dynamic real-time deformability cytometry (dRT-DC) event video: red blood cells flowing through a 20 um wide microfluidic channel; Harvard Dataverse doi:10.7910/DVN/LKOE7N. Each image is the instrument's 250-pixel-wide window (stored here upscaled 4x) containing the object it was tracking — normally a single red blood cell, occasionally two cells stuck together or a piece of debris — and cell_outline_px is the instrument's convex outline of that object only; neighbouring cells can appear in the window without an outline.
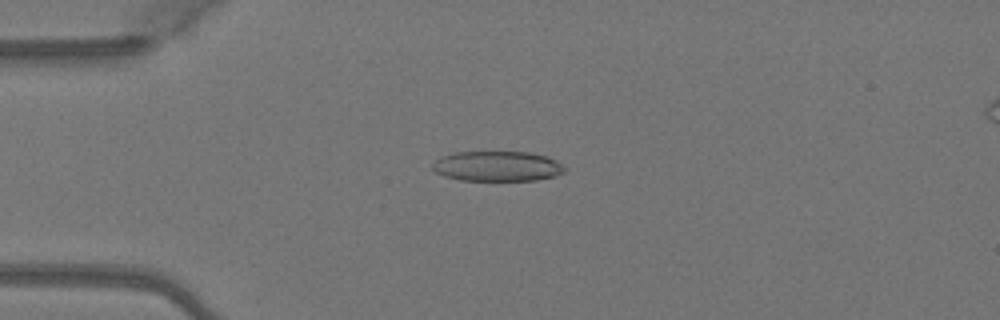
{"species": "Egyptian fruit bat (a non-hibernating species)", "species_latin": "Rousettus aegyptiacus", "temperature_condition": "warm", "stored_images_in_passage": 42, "camera_frame_rate_fps": 3000, "um_per_image_px": 0.085, "animal": {"sex": "female"}, "frame": {"image": 1, "passage_image": 12, "time_ms": 3.667, "image_size_px": [1000, 320], "cell_outline_px": [[568, 168], [564, 172], [552, 176], [536, 180], [460, 180], [444, 176], [436, 172], [432, 168], [432, 164], [436, 160], [444, 156], [456, 152], [528, 152], [548, 156], [556, 160]], "centroid_in_image_um": [42.3, 14.12], "position_along_channel_um": 42.7, "area_um2": 23.12}}
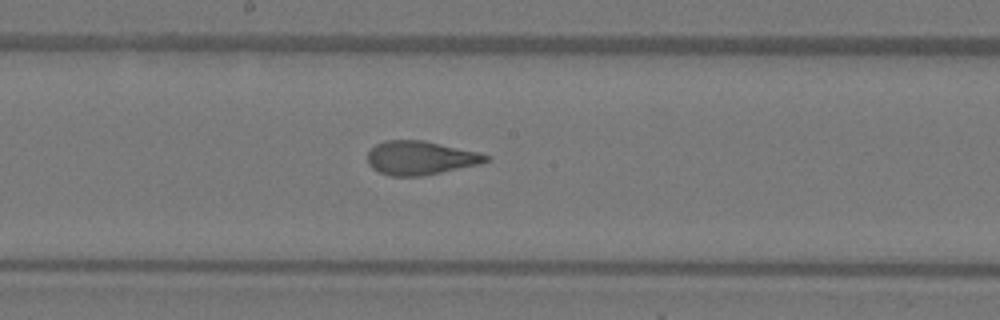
{"frame": {"image": 2, "passage_image": 26, "time_ms": 8.333, "image_size_px": [1000, 320], "cell_outline_px": [[492, 156], [488, 160], [480, 164], [424, 176], [392, 176], [380, 172], [372, 168], [368, 164], [368, 152], [376, 144], [384, 140], [424, 140], [480, 152]], "centroid_in_image_um": [35.76, 13.42], "position_along_channel_um": 212.4, "area_um2": 23.47}}
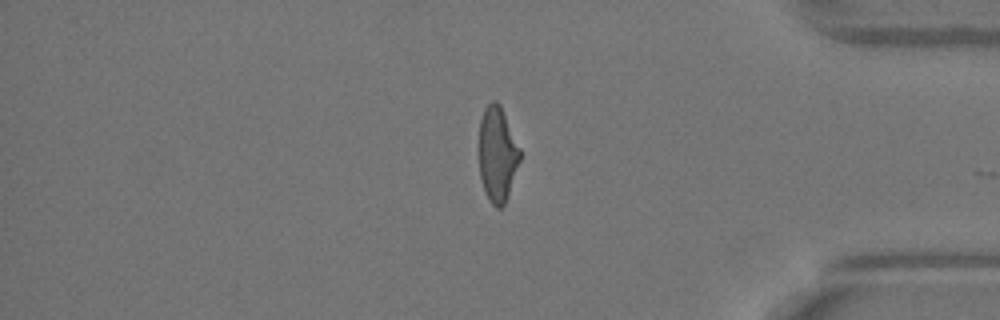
{"frame": {"image": 3, "passage_image": 41, "time_ms": 13.333, "image_size_px": [1000, 320], "cell_outline_px": [[520, 160], [508, 196], [504, 204], [500, 208], [496, 208], [492, 204], [484, 188], [480, 176], [480, 120], [484, 108], [492, 100], [496, 100], [500, 104], [520, 148]], "centroid_in_image_um": [42.29, 13.08], "position_along_channel_um": 392.9, "area_um2": 22.37}, "authors_computed_cell_mechanics": {"area_um2": 23.9292, "velocity_mm_per_s": 4.1261, "shape_relaxation_time_tau1_ms": 8.4434, "shape_relaxation_time_tau2_ms": 0.9994, "deformation_change_tau1": 0.2639, "deformation_change_tau2": 0.094}}